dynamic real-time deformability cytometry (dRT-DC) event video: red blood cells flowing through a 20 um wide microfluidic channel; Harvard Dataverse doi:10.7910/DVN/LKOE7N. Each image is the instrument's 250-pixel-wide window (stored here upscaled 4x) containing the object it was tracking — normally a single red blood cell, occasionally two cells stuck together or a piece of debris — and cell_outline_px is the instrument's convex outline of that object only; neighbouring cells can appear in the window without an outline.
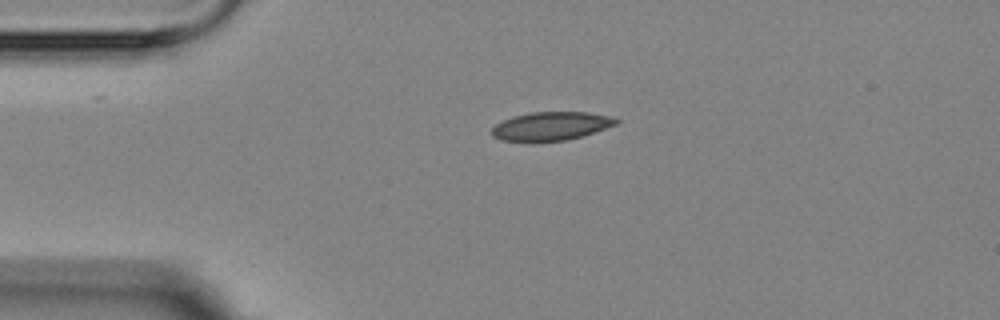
{"species": "Egyptian fruit bat (a non-hibernating species)", "species_latin": "Rousettus aegyptiacus", "temperature_condition": "room temperature", "stored_images_in_passage": 2, "camera_frame_rate_fps": 3000, "um_per_image_px": 0.085, "animal": {"sex": "female"}, "frame": {"image": 1, "passage_image": 2, "time_ms": 1.0, "image_size_px": [1000, 320], "cell_outline_px": [[620, 120], [616, 124], [568, 140], [532, 144], [500, 140], [492, 136], [492, 128], [496, 124], [512, 116], [528, 112], [588, 112], [608, 116]], "centroid_in_image_um": [46.74, 10.75], "position_along_channel_um": 38.3, "area_um2": 21.1}}